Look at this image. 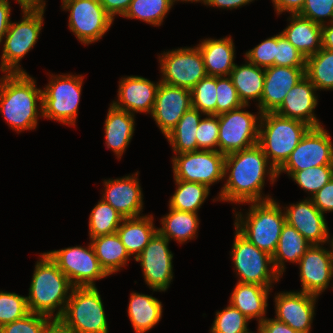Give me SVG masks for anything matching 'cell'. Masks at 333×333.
Masks as SVG:
<instances>
[{
	"mask_svg": "<svg viewBox=\"0 0 333 333\" xmlns=\"http://www.w3.org/2000/svg\"><path fill=\"white\" fill-rule=\"evenodd\" d=\"M268 177L273 185L277 178V170L269 163L268 158L258 144L249 148L225 155L224 179L215 201L246 204L274 199L262 192Z\"/></svg>",
	"mask_w": 333,
	"mask_h": 333,
	"instance_id": "cell-1",
	"label": "cell"
},
{
	"mask_svg": "<svg viewBox=\"0 0 333 333\" xmlns=\"http://www.w3.org/2000/svg\"><path fill=\"white\" fill-rule=\"evenodd\" d=\"M26 73H4L0 78V113L17 133L37 128L43 118L42 90Z\"/></svg>",
	"mask_w": 333,
	"mask_h": 333,
	"instance_id": "cell-2",
	"label": "cell"
},
{
	"mask_svg": "<svg viewBox=\"0 0 333 333\" xmlns=\"http://www.w3.org/2000/svg\"><path fill=\"white\" fill-rule=\"evenodd\" d=\"M40 255L26 296L29 312L59 319L74 286L45 252Z\"/></svg>",
	"mask_w": 333,
	"mask_h": 333,
	"instance_id": "cell-3",
	"label": "cell"
},
{
	"mask_svg": "<svg viewBox=\"0 0 333 333\" xmlns=\"http://www.w3.org/2000/svg\"><path fill=\"white\" fill-rule=\"evenodd\" d=\"M247 204L250 208L244 215L241 211L234 214L235 229L257 248L272 256L286 223L284 210L274 199Z\"/></svg>",
	"mask_w": 333,
	"mask_h": 333,
	"instance_id": "cell-4",
	"label": "cell"
},
{
	"mask_svg": "<svg viewBox=\"0 0 333 333\" xmlns=\"http://www.w3.org/2000/svg\"><path fill=\"white\" fill-rule=\"evenodd\" d=\"M310 128L303 121L266 112L260 118L258 145L269 163L278 170Z\"/></svg>",
	"mask_w": 333,
	"mask_h": 333,
	"instance_id": "cell-5",
	"label": "cell"
},
{
	"mask_svg": "<svg viewBox=\"0 0 333 333\" xmlns=\"http://www.w3.org/2000/svg\"><path fill=\"white\" fill-rule=\"evenodd\" d=\"M46 6L24 5L22 19L11 22L2 43L0 70L3 73H26L21 59L35 46L41 33Z\"/></svg>",
	"mask_w": 333,
	"mask_h": 333,
	"instance_id": "cell-6",
	"label": "cell"
},
{
	"mask_svg": "<svg viewBox=\"0 0 333 333\" xmlns=\"http://www.w3.org/2000/svg\"><path fill=\"white\" fill-rule=\"evenodd\" d=\"M59 319L72 333H109L104 305L96 286L74 287Z\"/></svg>",
	"mask_w": 333,
	"mask_h": 333,
	"instance_id": "cell-7",
	"label": "cell"
},
{
	"mask_svg": "<svg viewBox=\"0 0 333 333\" xmlns=\"http://www.w3.org/2000/svg\"><path fill=\"white\" fill-rule=\"evenodd\" d=\"M83 80V75L51 74L49 83L42 90L43 117L75 126Z\"/></svg>",
	"mask_w": 333,
	"mask_h": 333,
	"instance_id": "cell-8",
	"label": "cell"
},
{
	"mask_svg": "<svg viewBox=\"0 0 333 333\" xmlns=\"http://www.w3.org/2000/svg\"><path fill=\"white\" fill-rule=\"evenodd\" d=\"M231 258L240 283L259 284L268 288L281 277L275 270L272 256L260 250L235 229Z\"/></svg>",
	"mask_w": 333,
	"mask_h": 333,
	"instance_id": "cell-9",
	"label": "cell"
},
{
	"mask_svg": "<svg viewBox=\"0 0 333 333\" xmlns=\"http://www.w3.org/2000/svg\"><path fill=\"white\" fill-rule=\"evenodd\" d=\"M242 105L237 109L218 115L219 137L218 151L228 155L258 144L261 112L253 114L244 111Z\"/></svg>",
	"mask_w": 333,
	"mask_h": 333,
	"instance_id": "cell-10",
	"label": "cell"
},
{
	"mask_svg": "<svg viewBox=\"0 0 333 333\" xmlns=\"http://www.w3.org/2000/svg\"><path fill=\"white\" fill-rule=\"evenodd\" d=\"M158 59L162 83L191 90L207 76L197 45L164 51Z\"/></svg>",
	"mask_w": 333,
	"mask_h": 333,
	"instance_id": "cell-11",
	"label": "cell"
},
{
	"mask_svg": "<svg viewBox=\"0 0 333 333\" xmlns=\"http://www.w3.org/2000/svg\"><path fill=\"white\" fill-rule=\"evenodd\" d=\"M61 3L63 11H69V30L81 44L96 43L114 22L99 0H62Z\"/></svg>",
	"mask_w": 333,
	"mask_h": 333,
	"instance_id": "cell-12",
	"label": "cell"
},
{
	"mask_svg": "<svg viewBox=\"0 0 333 333\" xmlns=\"http://www.w3.org/2000/svg\"><path fill=\"white\" fill-rule=\"evenodd\" d=\"M68 277L74 287L96 286L95 281L109 276L101 267L91 242L45 252Z\"/></svg>",
	"mask_w": 333,
	"mask_h": 333,
	"instance_id": "cell-13",
	"label": "cell"
},
{
	"mask_svg": "<svg viewBox=\"0 0 333 333\" xmlns=\"http://www.w3.org/2000/svg\"><path fill=\"white\" fill-rule=\"evenodd\" d=\"M225 155L219 151L197 150L172 157L174 180L197 182L209 188L224 180Z\"/></svg>",
	"mask_w": 333,
	"mask_h": 333,
	"instance_id": "cell-14",
	"label": "cell"
},
{
	"mask_svg": "<svg viewBox=\"0 0 333 333\" xmlns=\"http://www.w3.org/2000/svg\"><path fill=\"white\" fill-rule=\"evenodd\" d=\"M169 242L157 231L135 258L140 262L145 283L156 292L167 291L173 281V253L168 247Z\"/></svg>",
	"mask_w": 333,
	"mask_h": 333,
	"instance_id": "cell-15",
	"label": "cell"
},
{
	"mask_svg": "<svg viewBox=\"0 0 333 333\" xmlns=\"http://www.w3.org/2000/svg\"><path fill=\"white\" fill-rule=\"evenodd\" d=\"M324 126L311 127L277 171H300L333 165V142Z\"/></svg>",
	"mask_w": 333,
	"mask_h": 333,
	"instance_id": "cell-16",
	"label": "cell"
},
{
	"mask_svg": "<svg viewBox=\"0 0 333 333\" xmlns=\"http://www.w3.org/2000/svg\"><path fill=\"white\" fill-rule=\"evenodd\" d=\"M317 299L318 296L302 291L276 293L274 318L297 333H311Z\"/></svg>",
	"mask_w": 333,
	"mask_h": 333,
	"instance_id": "cell-17",
	"label": "cell"
},
{
	"mask_svg": "<svg viewBox=\"0 0 333 333\" xmlns=\"http://www.w3.org/2000/svg\"><path fill=\"white\" fill-rule=\"evenodd\" d=\"M191 108V90L160 82L150 115L166 137Z\"/></svg>",
	"mask_w": 333,
	"mask_h": 333,
	"instance_id": "cell-18",
	"label": "cell"
},
{
	"mask_svg": "<svg viewBox=\"0 0 333 333\" xmlns=\"http://www.w3.org/2000/svg\"><path fill=\"white\" fill-rule=\"evenodd\" d=\"M302 292L318 296L323 294L333 278L331 253L323 245H311L298 262ZM333 289V284L331 285Z\"/></svg>",
	"mask_w": 333,
	"mask_h": 333,
	"instance_id": "cell-19",
	"label": "cell"
},
{
	"mask_svg": "<svg viewBox=\"0 0 333 333\" xmlns=\"http://www.w3.org/2000/svg\"><path fill=\"white\" fill-rule=\"evenodd\" d=\"M139 172L122 178L104 180L102 198L123 218L138 217L143 211V193L139 183Z\"/></svg>",
	"mask_w": 333,
	"mask_h": 333,
	"instance_id": "cell-20",
	"label": "cell"
},
{
	"mask_svg": "<svg viewBox=\"0 0 333 333\" xmlns=\"http://www.w3.org/2000/svg\"><path fill=\"white\" fill-rule=\"evenodd\" d=\"M284 209L286 222L299 231L311 245H324L329 240V228L324 215L310 196Z\"/></svg>",
	"mask_w": 333,
	"mask_h": 333,
	"instance_id": "cell-21",
	"label": "cell"
},
{
	"mask_svg": "<svg viewBox=\"0 0 333 333\" xmlns=\"http://www.w3.org/2000/svg\"><path fill=\"white\" fill-rule=\"evenodd\" d=\"M306 67L271 66L265 68L263 92L257 106L261 114L274 112L289 90L305 77Z\"/></svg>",
	"mask_w": 333,
	"mask_h": 333,
	"instance_id": "cell-22",
	"label": "cell"
},
{
	"mask_svg": "<svg viewBox=\"0 0 333 333\" xmlns=\"http://www.w3.org/2000/svg\"><path fill=\"white\" fill-rule=\"evenodd\" d=\"M160 80L155 83L142 76H126L119 81L117 100L112 104L119 109L151 114Z\"/></svg>",
	"mask_w": 333,
	"mask_h": 333,
	"instance_id": "cell-23",
	"label": "cell"
},
{
	"mask_svg": "<svg viewBox=\"0 0 333 333\" xmlns=\"http://www.w3.org/2000/svg\"><path fill=\"white\" fill-rule=\"evenodd\" d=\"M316 92V87L305 76L289 90L274 113L285 118L303 121L311 127L322 126L314 113L318 104Z\"/></svg>",
	"mask_w": 333,
	"mask_h": 333,
	"instance_id": "cell-24",
	"label": "cell"
},
{
	"mask_svg": "<svg viewBox=\"0 0 333 333\" xmlns=\"http://www.w3.org/2000/svg\"><path fill=\"white\" fill-rule=\"evenodd\" d=\"M203 57L207 76H230L235 66V45L229 37L213 39L206 38L197 45Z\"/></svg>",
	"mask_w": 333,
	"mask_h": 333,
	"instance_id": "cell-25",
	"label": "cell"
},
{
	"mask_svg": "<svg viewBox=\"0 0 333 333\" xmlns=\"http://www.w3.org/2000/svg\"><path fill=\"white\" fill-rule=\"evenodd\" d=\"M104 122L105 146L121 159L135 131V115L111 103Z\"/></svg>",
	"mask_w": 333,
	"mask_h": 333,
	"instance_id": "cell-26",
	"label": "cell"
},
{
	"mask_svg": "<svg viewBox=\"0 0 333 333\" xmlns=\"http://www.w3.org/2000/svg\"><path fill=\"white\" fill-rule=\"evenodd\" d=\"M272 288L259 284L237 282L229 299V304L237 308L249 320L257 319L258 325L265 320L268 296Z\"/></svg>",
	"mask_w": 333,
	"mask_h": 333,
	"instance_id": "cell-27",
	"label": "cell"
},
{
	"mask_svg": "<svg viewBox=\"0 0 333 333\" xmlns=\"http://www.w3.org/2000/svg\"><path fill=\"white\" fill-rule=\"evenodd\" d=\"M289 24L281 33L305 58L322 48V26L298 14L287 18Z\"/></svg>",
	"mask_w": 333,
	"mask_h": 333,
	"instance_id": "cell-28",
	"label": "cell"
},
{
	"mask_svg": "<svg viewBox=\"0 0 333 333\" xmlns=\"http://www.w3.org/2000/svg\"><path fill=\"white\" fill-rule=\"evenodd\" d=\"M152 214L124 218L117 229L121 242L129 255L135 259L157 232Z\"/></svg>",
	"mask_w": 333,
	"mask_h": 333,
	"instance_id": "cell-29",
	"label": "cell"
},
{
	"mask_svg": "<svg viewBox=\"0 0 333 333\" xmlns=\"http://www.w3.org/2000/svg\"><path fill=\"white\" fill-rule=\"evenodd\" d=\"M128 317L135 333H146L162 318V302L152 295L132 292L127 307Z\"/></svg>",
	"mask_w": 333,
	"mask_h": 333,
	"instance_id": "cell-30",
	"label": "cell"
},
{
	"mask_svg": "<svg viewBox=\"0 0 333 333\" xmlns=\"http://www.w3.org/2000/svg\"><path fill=\"white\" fill-rule=\"evenodd\" d=\"M311 244L305 237L287 222L283 225L279 242L272 261L276 272L282 277L285 272V262L298 264Z\"/></svg>",
	"mask_w": 333,
	"mask_h": 333,
	"instance_id": "cell-31",
	"label": "cell"
},
{
	"mask_svg": "<svg viewBox=\"0 0 333 333\" xmlns=\"http://www.w3.org/2000/svg\"><path fill=\"white\" fill-rule=\"evenodd\" d=\"M230 78L243 105H249L250 100L256 99L257 106H259L265 79L264 68L246 60L244 64L239 66L235 64Z\"/></svg>",
	"mask_w": 333,
	"mask_h": 333,
	"instance_id": "cell-32",
	"label": "cell"
},
{
	"mask_svg": "<svg viewBox=\"0 0 333 333\" xmlns=\"http://www.w3.org/2000/svg\"><path fill=\"white\" fill-rule=\"evenodd\" d=\"M101 267L110 276L125 267L130 255L116 233L90 239Z\"/></svg>",
	"mask_w": 333,
	"mask_h": 333,
	"instance_id": "cell-33",
	"label": "cell"
},
{
	"mask_svg": "<svg viewBox=\"0 0 333 333\" xmlns=\"http://www.w3.org/2000/svg\"><path fill=\"white\" fill-rule=\"evenodd\" d=\"M198 213H191L169 208V212L161 218V228L157 231L169 241L179 244L187 243L197 237L199 229Z\"/></svg>",
	"mask_w": 333,
	"mask_h": 333,
	"instance_id": "cell-34",
	"label": "cell"
},
{
	"mask_svg": "<svg viewBox=\"0 0 333 333\" xmlns=\"http://www.w3.org/2000/svg\"><path fill=\"white\" fill-rule=\"evenodd\" d=\"M204 115L199 110L191 108L184 113L177 125L165 137L172 146L174 154L198 150L196 131Z\"/></svg>",
	"mask_w": 333,
	"mask_h": 333,
	"instance_id": "cell-35",
	"label": "cell"
},
{
	"mask_svg": "<svg viewBox=\"0 0 333 333\" xmlns=\"http://www.w3.org/2000/svg\"><path fill=\"white\" fill-rule=\"evenodd\" d=\"M176 190L170 197L169 208L198 213L210 194V188L202 183L174 180Z\"/></svg>",
	"mask_w": 333,
	"mask_h": 333,
	"instance_id": "cell-36",
	"label": "cell"
},
{
	"mask_svg": "<svg viewBox=\"0 0 333 333\" xmlns=\"http://www.w3.org/2000/svg\"><path fill=\"white\" fill-rule=\"evenodd\" d=\"M305 76L316 90H333V51L321 48L306 58Z\"/></svg>",
	"mask_w": 333,
	"mask_h": 333,
	"instance_id": "cell-37",
	"label": "cell"
},
{
	"mask_svg": "<svg viewBox=\"0 0 333 333\" xmlns=\"http://www.w3.org/2000/svg\"><path fill=\"white\" fill-rule=\"evenodd\" d=\"M176 0H132L123 16L138 19L152 26H161Z\"/></svg>",
	"mask_w": 333,
	"mask_h": 333,
	"instance_id": "cell-38",
	"label": "cell"
},
{
	"mask_svg": "<svg viewBox=\"0 0 333 333\" xmlns=\"http://www.w3.org/2000/svg\"><path fill=\"white\" fill-rule=\"evenodd\" d=\"M124 218L103 199L93 207L89 216V239L117 232Z\"/></svg>",
	"mask_w": 333,
	"mask_h": 333,
	"instance_id": "cell-39",
	"label": "cell"
},
{
	"mask_svg": "<svg viewBox=\"0 0 333 333\" xmlns=\"http://www.w3.org/2000/svg\"><path fill=\"white\" fill-rule=\"evenodd\" d=\"M282 173L288 174L301 189L312 197L333 178V165L309 167L300 171H277V176Z\"/></svg>",
	"mask_w": 333,
	"mask_h": 333,
	"instance_id": "cell-40",
	"label": "cell"
},
{
	"mask_svg": "<svg viewBox=\"0 0 333 333\" xmlns=\"http://www.w3.org/2000/svg\"><path fill=\"white\" fill-rule=\"evenodd\" d=\"M215 315L210 333H254L247 327L250 320L231 304Z\"/></svg>",
	"mask_w": 333,
	"mask_h": 333,
	"instance_id": "cell-41",
	"label": "cell"
},
{
	"mask_svg": "<svg viewBox=\"0 0 333 333\" xmlns=\"http://www.w3.org/2000/svg\"><path fill=\"white\" fill-rule=\"evenodd\" d=\"M216 77L206 76L191 89L192 108L204 115H216Z\"/></svg>",
	"mask_w": 333,
	"mask_h": 333,
	"instance_id": "cell-42",
	"label": "cell"
},
{
	"mask_svg": "<svg viewBox=\"0 0 333 333\" xmlns=\"http://www.w3.org/2000/svg\"><path fill=\"white\" fill-rule=\"evenodd\" d=\"M26 296L0 291V328L29 314Z\"/></svg>",
	"mask_w": 333,
	"mask_h": 333,
	"instance_id": "cell-43",
	"label": "cell"
},
{
	"mask_svg": "<svg viewBox=\"0 0 333 333\" xmlns=\"http://www.w3.org/2000/svg\"><path fill=\"white\" fill-rule=\"evenodd\" d=\"M216 115L229 112L243 105L230 76L216 77Z\"/></svg>",
	"mask_w": 333,
	"mask_h": 333,
	"instance_id": "cell-44",
	"label": "cell"
},
{
	"mask_svg": "<svg viewBox=\"0 0 333 333\" xmlns=\"http://www.w3.org/2000/svg\"><path fill=\"white\" fill-rule=\"evenodd\" d=\"M196 131L198 150L218 151L219 123L218 115H205Z\"/></svg>",
	"mask_w": 333,
	"mask_h": 333,
	"instance_id": "cell-45",
	"label": "cell"
},
{
	"mask_svg": "<svg viewBox=\"0 0 333 333\" xmlns=\"http://www.w3.org/2000/svg\"><path fill=\"white\" fill-rule=\"evenodd\" d=\"M274 65L285 67H306V58L280 32L276 34V56Z\"/></svg>",
	"mask_w": 333,
	"mask_h": 333,
	"instance_id": "cell-46",
	"label": "cell"
},
{
	"mask_svg": "<svg viewBox=\"0 0 333 333\" xmlns=\"http://www.w3.org/2000/svg\"><path fill=\"white\" fill-rule=\"evenodd\" d=\"M51 320L48 316L30 312L19 320L3 325L0 333H42Z\"/></svg>",
	"mask_w": 333,
	"mask_h": 333,
	"instance_id": "cell-47",
	"label": "cell"
},
{
	"mask_svg": "<svg viewBox=\"0 0 333 333\" xmlns=\"http://www.w3.org/2000/svg\"><path fill=\"white\" fill-rule=\"evenodd\" d=\"M298 15L321 26L331 23L333 21V0H306Z\"/></svg>",
	"mask_w": 333,
	"mask_h": 333,
	"instance_id": "cell-48",
	"label": "cell"
},
{
	"mask_svg": "<svg viewBox=\"0 0 333 333\" xmlns=\"http://www.w3.org/2000/svg\"><path fill=\"white\" fill-rule=\"evenodd\" d=\"M276 56V35L268 37L253 49L245 53V60L261 67L268 68L274 66Z\"/></svg>",
	"mask_w": 333,
	"mask_h": 333,
	"instance_id": "cell-49",
	"label": "cell"
},
{
	"mask_svg": "<svg viewBox=\"0 0 333 333\" xmlns=\"http://www.w3.org/2000/svg\"><path fill=\"white\" fill-rule=\"evenodd\" d=\"M310 198L323 215L333 212V178Z\"/></svg>",
	"mask_w": 333,
	"mask_h": 333,
	"instance_id": "cell-50",
	"label": "cell"
},
{
	"mask_svg": "<svg viewBox=\"0 0 333 333\" xmlns=\"http://www.w3.org/2000/svg\"><path fill=\"white\" fill-rule=\"evenodd\" d=\"M106 13L114 20L115 16L123 17L132 0H99Z\"/></svg>",
	"mask_w": 333,
	"mask_h": 333,
	"instance_id": "cell-51",
	"label": "cell"
},
{
	"mask_svg": "<svg viewBox=\"0 0 333 333\" xmlns=\"http://www.w3.org/2000/svg\"><path fill=\"white\" fill-rule=\"evenodd\" d=\"M306 0H272L274 9L277 15L282 12H288L291 14H298L303 8Z\"/></svg>",
	"mask_w": 333,
	"mask_h": 333,
	"instance_id": "cell-52",
	"label": "cell"
},
{
	"mask_svg": "<svg viewBox=\"0 0 333 333\" xmlns=\"http://www.w3.org/2000/svg\"><path fill=\"white\" fill-rule=\"evenodd\" d=\"M259 326L266 333H297L290 326L280 321H277L275 318H266L259 324Z\"/></svg>",
	"mask_w": 333,
	"mask_h": 333,
	"instance_id": "cell-53",
	"label": "cell"
},
{
	"mask_svg": "<svg viewBox=\"0 0 333 333\" xmlns=\"http://www.w3.org/2000/svg\"><path fill=\"white\" fill-rule=\"evenodd\" d=\"M9 0H0V45L11 23V6Z\"/></svg>",
	"mask_w": 333,
	"mask_h": 333,
	"instance_id": "cell-54",
	"label": "cell"
},
{
	"mask_svg": "<svg viewBox=\"0 0 333 333\" xmlns=\"http://www.w3.org/2000/svg\"><path fill=\"white\" fill-rule=\"evenodd\" d=\"M255 0H203L201 3L207 6H213L222 9H237L238 7H243L250 4Z\"/></svg>",
	"mask_w": 333,
	"mask_h": 333,
	"instance_id": "cell-55",
	"label": "cell"
},
{
	"mask_svg": "<svg viewBox=\"0 0 333 333\" xmlns=\"http://www.w3.org/2000/svg\"><path fill=\"white\" fill-rule=\"evenodd\" d=\"M322 48L333 51V21L322 25Z\"/></svg>",
	"mask_w": 333,
	"mask_h": 333,
	"instance_id": "cell-56",
	"label": "cell"
},
{
	"mask_svg": "<svg viewBox=\"0 0 333 333\" xmlns=\"http://www.w3.org/2000/svg\"><path fill=\"white\" fill-rule=\"evenodd\" d=\"M42 333H72L60 319H52Z\"/></svg>",
	"mask_w": 333,
	"mask_h": 333,
	"instance_id": "cell-57",
	"label": "cell"
},
{
	"mask_svg": "<svg viewBox=\"0 0 333 333\" xmlns=\"http://www.w3.org/2000/svg\"><path fill=\"white\" fill-rule=\"evenodd\" d=\"M17 3L20 5V8H22L24 5L28 6H46L45 0H16Z\"/></svg>",
	"mask_w": 333,
	"mask_h": 333,
	"instance_id": "cell-58",
	"label": "cell"
},
{
	"mask_svg": "<svg viewBox=\"0 0 333 333\" xmlns=\"http://www.w3.org/2000/svg\"><path fill=\"white\" fill-rule=\"evenodd\" d=\"M327 244L330 245L329 246L330 247V253H331V258H332V262H333V237L330 238V236H329V240H328Z\"/></svg>",
	"mask_w": 333,
	"mask_h": 333,
	"instance_id": "cell-59",
	"label": "cell"
},
{
	"mask_svg": "<svg viewBox=\"0 0 333 333\" xmlns=\"http://www.w3.org/2000/svg\"><path fill=\"white\" fill-rule=\"evenodd\" d=\"M176 1H177V2H178V1H181V2H185V3H186V2H191V3L196 2V3H197V2H202L203 0H176Z\"/></svg>",
	"mask_w": 333,
	"mask_h": 333,
	"instance_id": "cell-60",
	"label": "cell"
},
{
	"mask_svg": "<svg viewBox=\"0 0 333 333\" xmlns=\"http://www.w3.org/2000/svg\"><path fill=\"white\" fill-rule=\"evenodd\" d=\"M257 333H266V332L258 325Z\"/></svg>",
	"mask_w": 333,
	"mask_h": 333,
	"instance_id": "cell-61",
	"label": "cell"
}]
</instances>
